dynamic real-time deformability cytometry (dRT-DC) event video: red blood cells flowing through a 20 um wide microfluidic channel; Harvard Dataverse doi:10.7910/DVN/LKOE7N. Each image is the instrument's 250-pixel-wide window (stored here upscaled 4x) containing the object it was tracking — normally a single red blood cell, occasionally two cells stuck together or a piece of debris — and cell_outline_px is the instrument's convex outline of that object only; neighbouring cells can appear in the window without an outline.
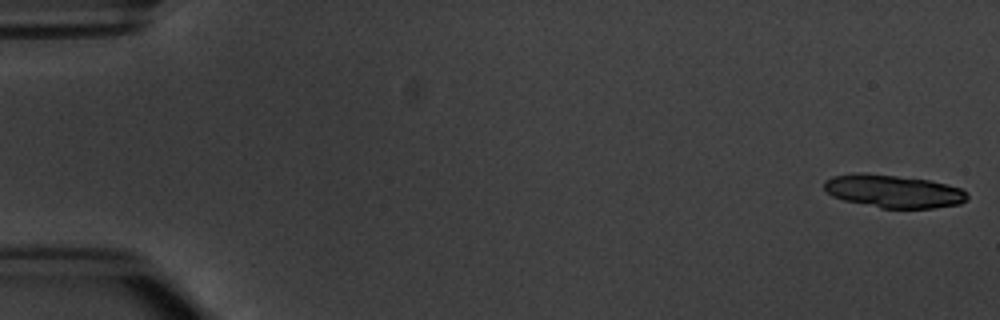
{"species": "common noctule bat (a hibernating species)", "species_latin": "Nyctalus noctula", "temperature_condition": "warm", "stored_images_in_passage": 8, "camera_frame_rate_fps": 3000, "um_per_image_px": 0.085, "animal": {"sex": "male", "body_mass_g": 20.1, "forearm_length_mm": 53.5}, "frame": {"image": 1, "passage_image": 1, "time_ms": 0.0, "image_size_px": [1000, 320], "cell_outline_px": [[968, 200], [960, 204], [932, 208], [880, 208], [844, 200], [832, 196], [824, 188], [824, 180], [832, 176], [856, 172], [860, 172], [896, 176], [928, 180], [960, 188], [968, 192]], "centroid_in_image_um": [75.93, 16.26], "position_along_channel_um": 9.1, "area_um2": 27.46}}
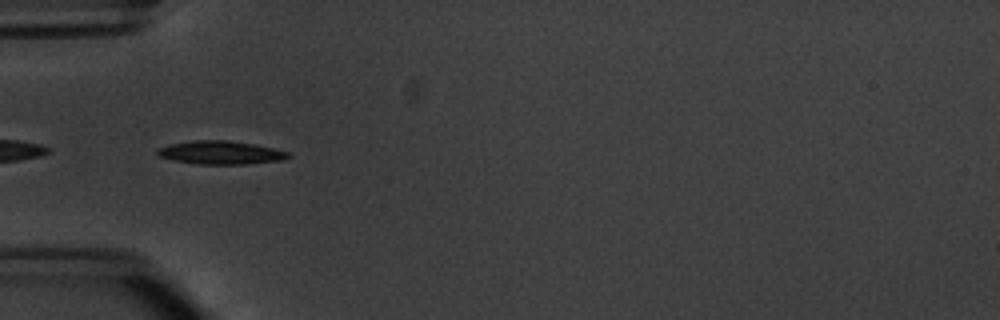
{"frame": {"image": 2, "passage_image": 5, "time_ms": 5.667, "image_size_px": [1000, 320], "cell_outline_px": [[292, 156], [284, 160], [248, 164], [196, 164], [172, 160], [160, 156], [156, 152], [160, 148], [172, 144], [192, 140], [228, 140], [252, 144], [272, 148], [288, 152]], "centroid_in_image_um": [18.79, 12.98], "position_along_channel_um": 66.2, "area_um2": 17.69}}
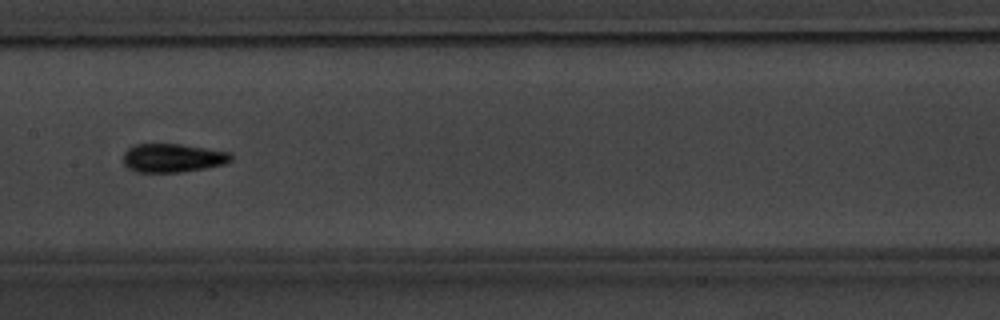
{"frame": {"image": 3, "passage_image": 8, "time_ms": 9.0, "image_size_px": [1000, 320], "cell_outline_px": [[232, 160], [228, 164], [180, 172], [136, 172], [128, 168], [124, 164], [124, 152], [128, 148], [136, 144], [180, 144], [232, 152]], "centroid_in_image_um": [14.72, 13.42], "position_along_channel_um": 192.7, "area_um2": 18.09}}